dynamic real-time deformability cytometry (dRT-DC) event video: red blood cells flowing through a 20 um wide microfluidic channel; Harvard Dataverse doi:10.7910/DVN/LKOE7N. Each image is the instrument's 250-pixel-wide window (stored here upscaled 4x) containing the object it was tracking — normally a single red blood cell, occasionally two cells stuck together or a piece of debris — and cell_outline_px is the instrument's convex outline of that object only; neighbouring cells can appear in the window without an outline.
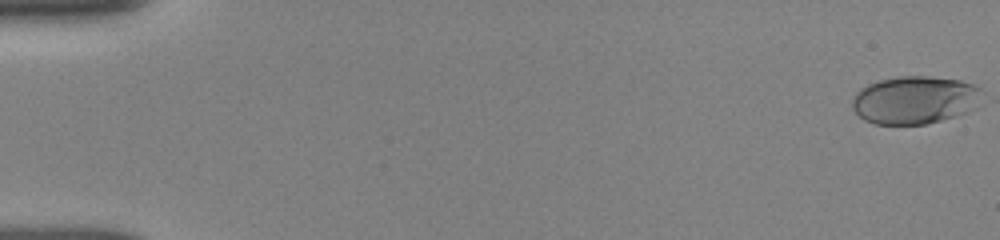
{"species": "human", "species_latin": "Homo sapiens", "temperature_condition": "room temperature", "stored_images_in_passage": 15, "camera_frame_rate_fps": 3000, "um_per_image_px": 0.085, "donor": {"sex": "female"}, "frame": {"image": 1, "passage_image": 1, "time_ms": 0.0, "image_size_px": [1000, 240], "cell_outline_px": [[984, 92], [964, 112], [940, 120], [924, 124], [876, 124], [864, 120], [852, 108], [852, 100], [856, 92], [860, 88], [868, 84], [880, 80], [900, 76], [928, 76], [960, 80], [976, 84]], "centroid_in_image_um": [77.69, 8.47], "position_along_channel_um": 7.3, "area_um2": 35.72}}
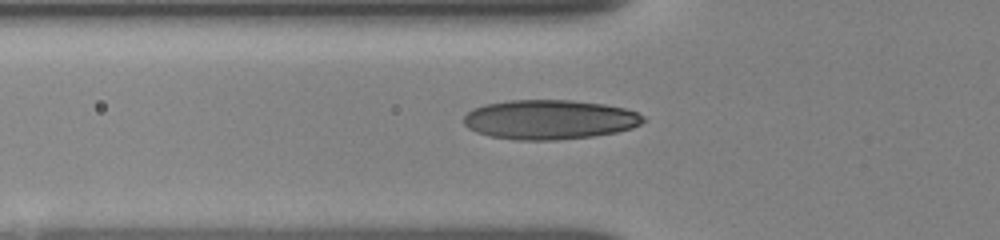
{"frame": {"image": 2, "passage_image": 9, "time_ms": 6.0, "image_size_px": [1000, 240], "cell_outline_px": [[648, 120], [632, 128], [616, 132], [592, 136], [556, 140], [516, 140], [488, 136], [476, 132], [468, 128], [464, 124], [464, 116], [472, 108], [484, 104], [508, 100], [572, 100], [604, 104], [624, 108], [636, 112], [644, 116]], "centroid_in_image_um": [46.7, 10.16], "position_along_channel_um": 79.1, "area_um2": 41.62}}
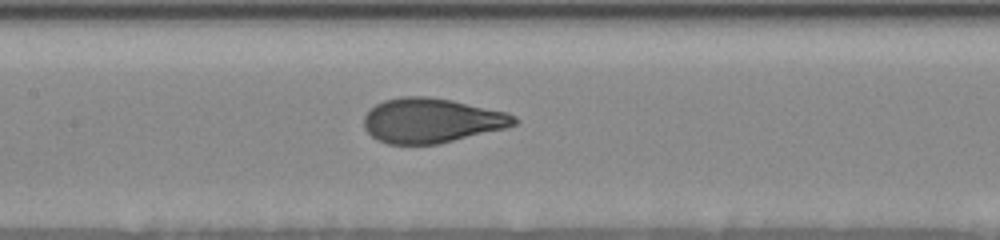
{"frame": {"image": 3, "passage_image": 15, "time_ms": 8.333, "image_size_px": [1000, 240], "cell_outline_px": [[520, 120], [516, 124], [508, 128], [440, 144], [388, 144], [376, 140], [364, 128], [364, 116], [376, 104], [384, 100], [400, 96], [428, 96], [452, 100], [508, 112], [516, 116]], "centroid_in_image_um": [36.72, 10.25], "position_along_channel_um": 170.7, "area_um2": 39.59}}